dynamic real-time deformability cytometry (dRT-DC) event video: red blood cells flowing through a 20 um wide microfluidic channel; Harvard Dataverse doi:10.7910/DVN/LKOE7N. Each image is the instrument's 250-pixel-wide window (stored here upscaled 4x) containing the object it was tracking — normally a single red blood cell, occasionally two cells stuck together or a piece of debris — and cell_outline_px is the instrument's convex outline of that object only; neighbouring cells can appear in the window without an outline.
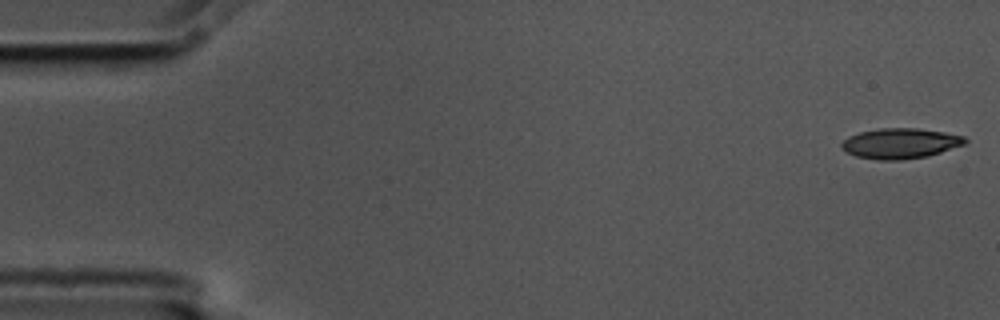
{"species": "common noctule bat (a hibernating species)", "species_latin": "Nyctalus noctula", "temperature_condition": "cold", "stored_images_in_passage": 4, "camera_frame_rate_fps": 3000, "um_per_image_px": 0.085, "animal": {"sex": "male", "body_mass_g": 17.5, "forearm_length_mm": 52.3}, "frame": {"image": 1, "passage_image": 1, "time_ms": 0.0, "image_size_px": [1000, 320], "cell_outline_px": [[968, 140], [964, 144], [928, 156], [900, 160], [880, 160], [856, 156], [840, 148], [840, 144], [848, 136], [860, 132], [880, 128], [920, 128], [944, 132], [964, 136]], "centroid_in_image_um": [76.51, 12.18], "position_along_channel_um": 8.5, "area_um2": 21.79}}
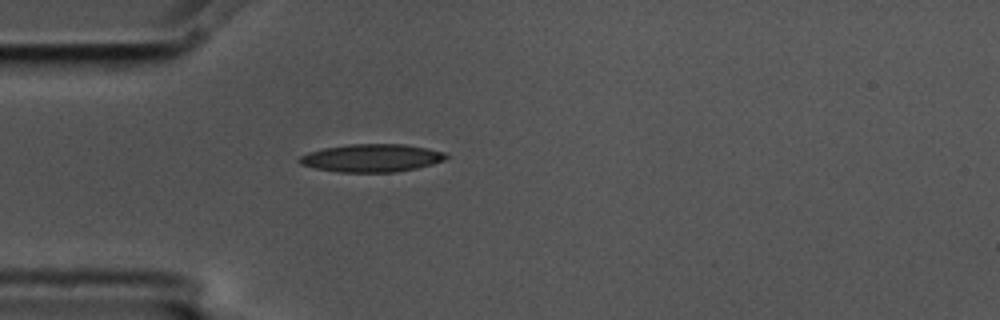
{"frame": {"image": 2, "passage_image": 4, "time_ms": 1.0, "image_size_px": [1000, 320], "cell_outline_px": [[448, 156], [444, 160], [432, 164], [416, 168], [396, 172], [340, 172], [316, 168], [300, 164], [300, 156], [308, 152], [324, 148], [348, 144], [404, 144], [428, 148], [444, 152]], "centroid_in_image_um": [31.61, 13.42], "position_along_channel_um": 53.4, "area_um2": 23.7}}